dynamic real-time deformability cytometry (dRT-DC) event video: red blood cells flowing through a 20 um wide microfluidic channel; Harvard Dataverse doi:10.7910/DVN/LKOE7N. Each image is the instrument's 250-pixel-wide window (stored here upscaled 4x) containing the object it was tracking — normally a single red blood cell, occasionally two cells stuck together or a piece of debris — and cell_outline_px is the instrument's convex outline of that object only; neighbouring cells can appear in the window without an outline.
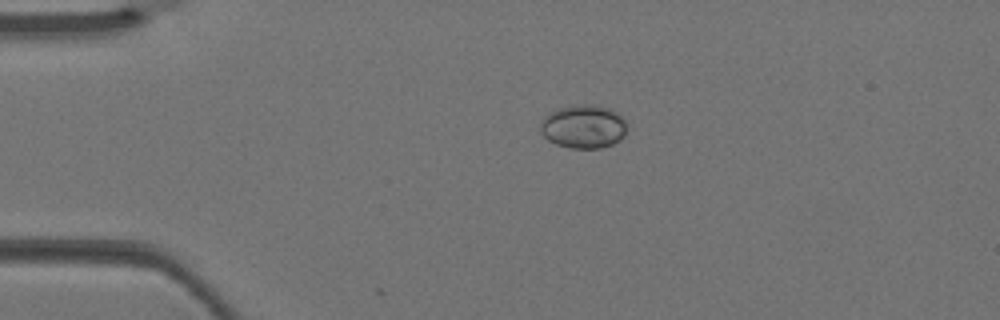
{"species": "Egyptian fruit bat (a non-hibernating species)", "species_latin": "Rousettus aegyptiacus", "temperature_condition": "warm", "stored_images_in_passage": 2, "camera_frame_rate_fps": 3000, "um_per_image_px": 0.085, "animal": {"sex": "female"}, "frame": {"image": 1, "passage_image": 1, "time_ms": 0.0, "image_size_px": [1000, 320], "cell_outline_px": [[624, 136], [620, 140], [612, 144], [600, 148], [568, 148], [556, 144], [548, 140], [540, 132], [540, 120], [556, 108], [576, 104], [596, 104], [612, 108], [624, 120]], "centroid_in_image_um": [49.55, 10.74], "position_along_channel_um": 35.4, "area_um2": 22.14}}